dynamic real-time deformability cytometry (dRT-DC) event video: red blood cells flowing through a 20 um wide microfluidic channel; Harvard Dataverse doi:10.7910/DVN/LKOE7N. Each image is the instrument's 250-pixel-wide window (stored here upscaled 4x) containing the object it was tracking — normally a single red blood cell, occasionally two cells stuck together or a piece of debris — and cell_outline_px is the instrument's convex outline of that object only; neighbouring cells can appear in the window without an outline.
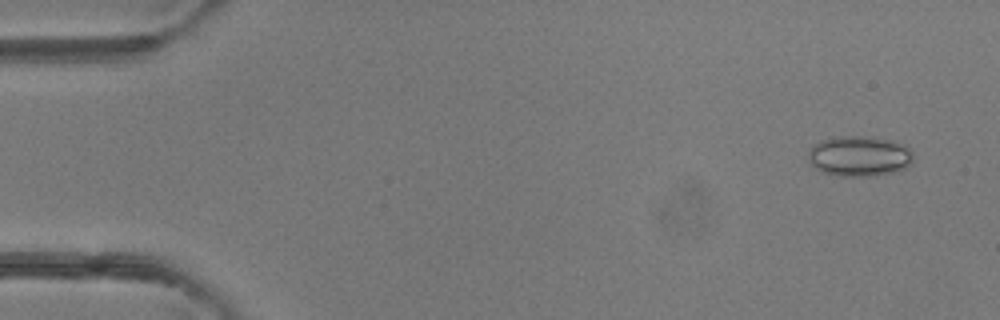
{"species": "common noctule bat (a hibernating species)", "species_latin": "Nyctalus noctula", "temperature_condition": "room temperature", "stored_images_in_passage": 49, "camera_frame_rate_fps": 3000, "um_per_image_px": 0.085, "animal": {"sex": "female"}, "frame": {"image": 1, "passage_image": 3, "time_ms": 0.667, "image_size_px": [1000, 320], "cell_outline_px": [[912, 160], [904, 168], [892, 172], [868, 176], [840, 176], [824, 172], [816, 168], [808, 160], [808, 152], [820, 140], [832, 136], [872, 136], [892, 140], [908, 148], [912, 152]], "centroid_in_image_um": [73.01, 13.25], "position_along_channel_um": 12.0, "area_um2": 24.57}}
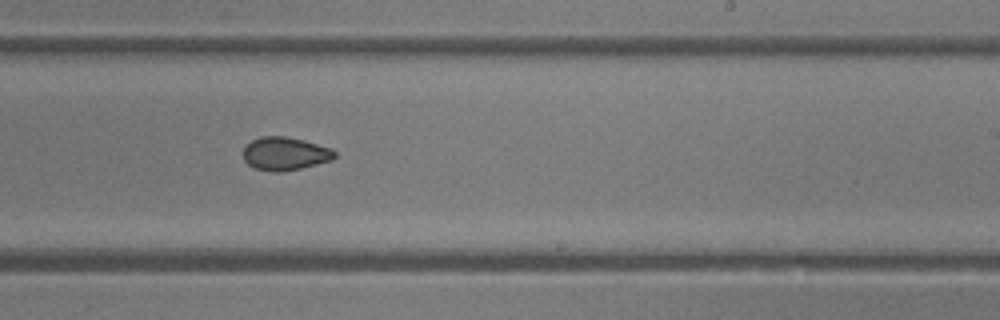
{"frame": {"image": 2, "passage_image": 30, "time_ms": 9.667, "image_size_px": [1000, 320], "cell_outline_px": [[336, 156], [332, 160], [300, 168], [280, 172], [272, 172], [256, 168], [248, 164], [244, 160], [244, 148], [252, 140], [260, 136], [284, 136], [304, 140], [332, 148], [336, 152]], "centroid_in_image_um": [24.24, 13.05], "position_along_channel_um": 264.8, "area_um2": 17.63}}
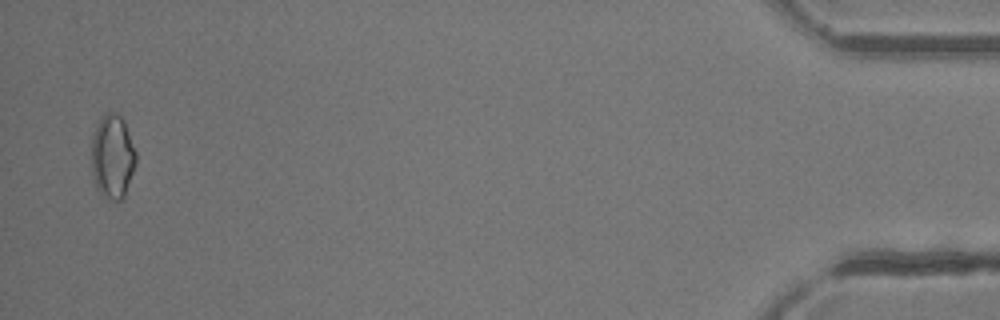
{"frame": {"image": 3, "passage_image": 48, "time_ms": 15.667, "image_size_px": [1000, 320], "cell_outline_px": [[136, 164], [124, 196], [120, 200], [112, 200], [104, 196], [96, 188], [92, 172], [92, 136], [96, 124], [104, 112], [112, 112], [120, 116], [124, 120], [136, 152]], "centroid_in_image_um": [9.56, 13.29], "position_along_channel_um": 425.6, "area_um2": 21.79}, "authors_computed_cell_mechanics": {"area_um2": 18.496, "velocity_mm_per_s": 4.2165, "shape_relaxation_time_tau1_ms": 7.3726, "shape_relaxation_time_tau2_ms": 2.6576, "deformation_change_tau1": 0.0881, "deformation_change_tau2": 0.0607}}